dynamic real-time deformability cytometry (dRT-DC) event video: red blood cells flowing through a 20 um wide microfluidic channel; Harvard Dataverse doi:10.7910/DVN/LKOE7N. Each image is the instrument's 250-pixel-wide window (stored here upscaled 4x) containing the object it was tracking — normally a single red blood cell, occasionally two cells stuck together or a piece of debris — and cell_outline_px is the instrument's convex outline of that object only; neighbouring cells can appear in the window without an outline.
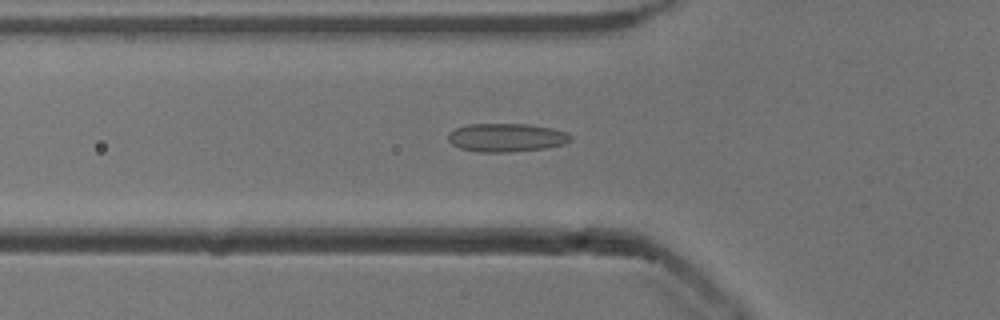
{"species": "common noctule bat (a hibernating species)", "species_latin": "Nyctalus noctula", "temperature_condition": "cold", "stored_images_in_passage": 48, "camera_frame_rate_fps": 3000, "um_per_image_px": 0.085, "animal": {"sex": "male", "body_mass_g": 13.3}, "frame": {"image": 1, "passage_image": 13, "time_ms": 4.0, "image_size_px": [1000, 320], "cell_outline_px": [[572, 140], [564, 144], [544, 148], [508, 152], [480, 152], [460, 148], [452, 144], [448, 140], [448, 132], [456, 128], [468, 124], [528, 124], [552, 128], [568, 132], [572, 136]], "centroid_in_image_um": [43.05, 11.69], "position_along_channel_um": 82.7, "area_um2": 20.35}}
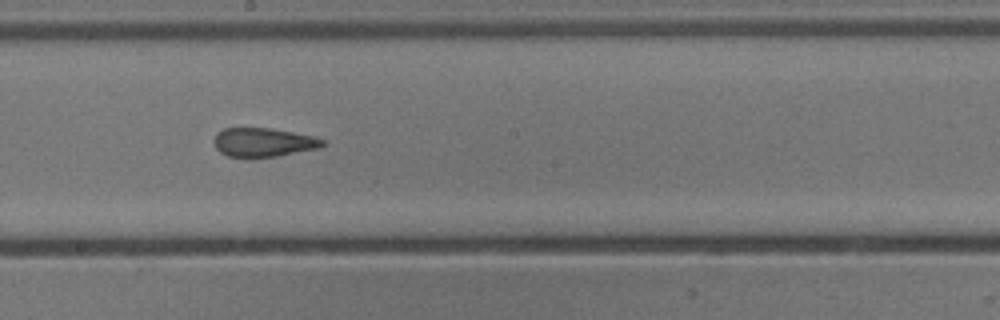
{"frame": {"image": 2, "passage_image": 24, "time_ms": 7.667, "image_size_px": [1000, 320], "cell_outline_px": [[324, 144], [320, 148], [276, 156], [228, 156], [220, 152], [216, 148], [216, 132], [224, 128], [272, 128], [312, 136], [324, 140]], "centroid_in_image_um": [22.4, 12.08], "position_along_channel_um": 225.8, "area_um2": 17.86}}
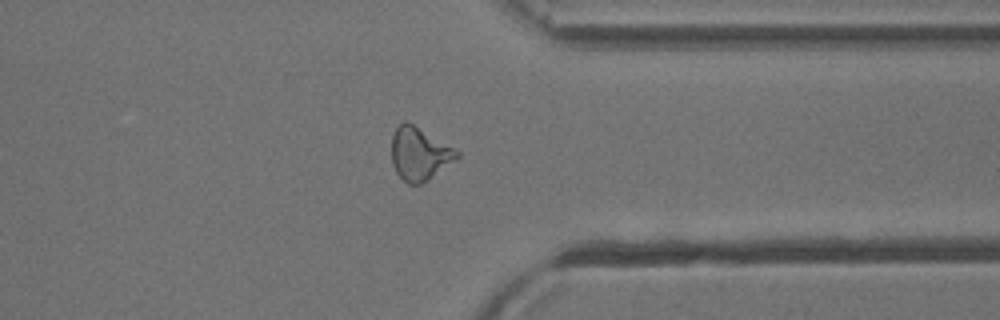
{"frame": {"image": 3, "passage_image": 36, "time_ms": 11.667, "image_size_px": [1000, 320], "cell_outline_px": [[460, 156], [456, 160], [428, 180], [420, 184], [408, 184], [396, 172], [392, 164], [392, 136], [396, 128], [404, 120], [408, 120], [460, 152]], "centroid_in_image_um": [35.65, 13.06], "position_along_channel_um": 375.8, "area_um2": 20.17}, "authors_computed_cell_mechanics": {"area_um2": 19.9988, "velocity_mm_per_s": 3.8722, "shape_relaxation_time_tau1_ms": null, "shape_relaxation_time_tau2_ms": 1.7027, "deformation_change_tau1": null, "deformation_change_tau2": 0.0852}}